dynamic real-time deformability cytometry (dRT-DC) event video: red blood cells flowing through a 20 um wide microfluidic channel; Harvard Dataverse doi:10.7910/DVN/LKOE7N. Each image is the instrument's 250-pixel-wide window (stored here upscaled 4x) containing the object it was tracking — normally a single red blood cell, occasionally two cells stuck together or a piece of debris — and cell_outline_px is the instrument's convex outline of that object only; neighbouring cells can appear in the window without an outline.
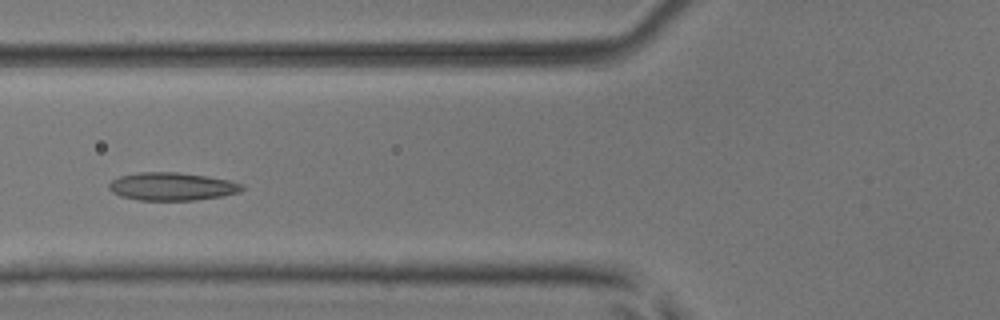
{"species": "common noctule bat (a hibernating species)", "species_latin": "Nyctalus noctula", "temperature_condition": "room temperature", "stored_images_in_passage": 5, "camera_frame_rate_fps": 3000, "um_per_image_px": 0.085, "animal": {"sex": "male", "body_mass_g": 17.9, "forearm_length_mm": 54.2}, "frame": {"image": 1, "passage_image": 4, "time_ms": 1.0, "image_size_px": [1000, 320], "cell_outline_px": [[244, 188], [240, 192], [224, 196], [196, 200], [140, 200], [120, 196], [112, 192], [108, 188], [108, 184], [112, 180], [120, 176], [140, 172], [176, 172], [208, 176], [228, 180], [244, 184]], "centroid_in_image_um": [14.64, 15.85], "position_along_channel_um": 111.2, "area_um2": 21.79}}
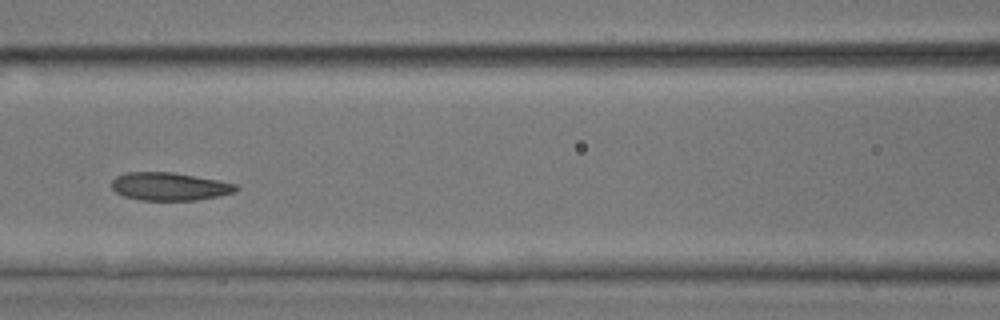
{"frame": {"image": 2, "passage_image": 5, "time_ms": 1.333, "image_size_px": [1000, 320], "cell_outline_px": [[240, 188], [236, 192], [196, 200], [140, 200], [124, 196], [116, 192], [112, 188], [112, 180], [116, 176], [124, 172], [172, 172], [220, 180], [236, 184]], "centroid_in_image_um": [14.41, 15.84], "position_along_channel_um": 152.2, "area_um2": 20.35}}